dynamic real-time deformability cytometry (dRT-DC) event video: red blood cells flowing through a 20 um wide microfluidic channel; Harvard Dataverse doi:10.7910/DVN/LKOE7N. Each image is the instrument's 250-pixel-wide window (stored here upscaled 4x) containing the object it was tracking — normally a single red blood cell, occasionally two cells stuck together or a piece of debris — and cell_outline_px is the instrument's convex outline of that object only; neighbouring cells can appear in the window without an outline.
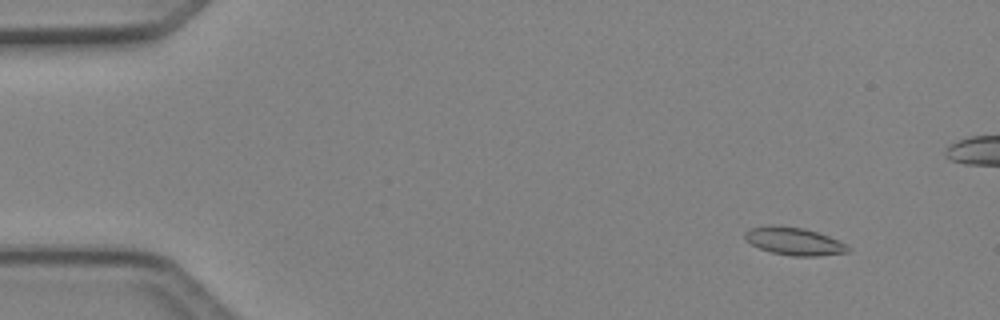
{"species": "Egyptian fruit bat (a non-hibernating species)", "species_latin": "Rousettus aegyptiacus", "temperature_condition": "cold", "stored_images_in_passage": 8, "camera_frame_rate_fps": 3000, "um_per_image_px": 0.085, "animal": {"sex": "female"}, "frame": {"image": 1, "passage_image": 2, "time_ms": 0.333, "image_size_px": [1000, 320], "cell_outline_px": [[852, 248], [848, 252], [816, 256], [792, 256], [772, 252], [760, 248], [752, 244], [744, 236], [744, 232], [752, 228], [772, 224], [804, 228], [828, 236], [848, 244]], "centroid_in_image_um": [67.53, 20.5], "position_along_channel_um": 17.5, "area_um2": 16.59}}
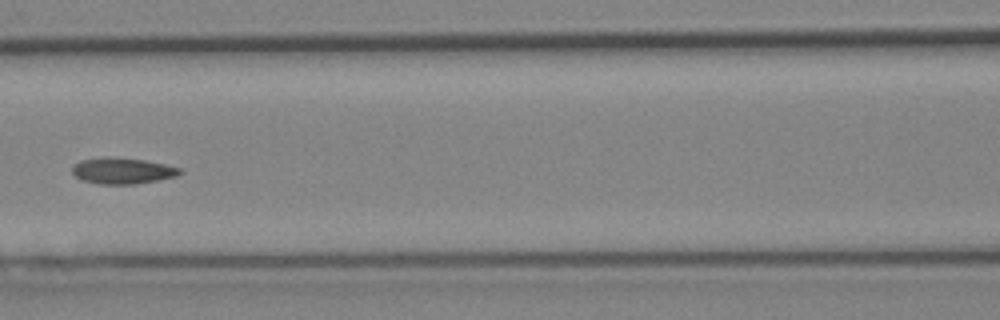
{"frame": {"image": 2, "passage_image": 7, "time_ms": 2.0, "image_size_px": [1000, 320], "cell_outline_px": [[184, 172], [176, 176], [136, 184], [96, 184], [84, 180], [76, 176], [72, 172], [72, 168], [80, 160], [144, 160], [164, 164], [180, 168]], "centroid_in_image_um": [10.47, 14.57], "position_along_channel_um": 156.1, "area_um2": 15.37}}
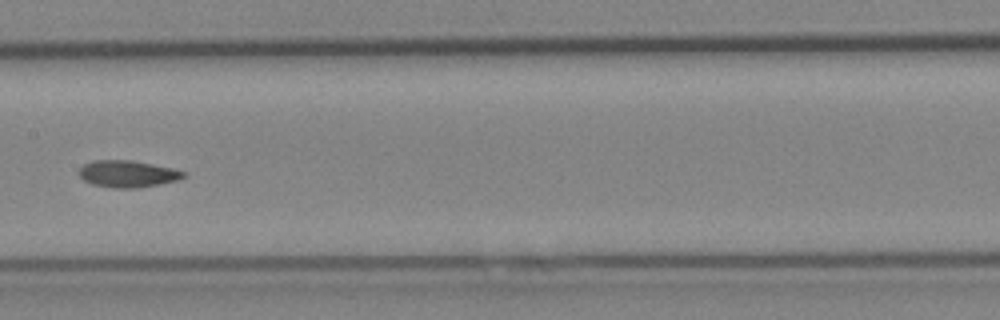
{"frame": {"image": 3, "passage_image": 8, "time_ms": 2.333, "image_size_px": [1000, 320], "cell_outline_px": [[184, 176], [180, 180], [140, 188], [112, 188], [92, 184], [84, 180], [80, 176], [80, 168], [84, 164], [92, 160], [132, 160], [172, 168], [184, 172]], "centroid_in_image_um": [10.85, 14.78], "position_along_channel_um": 196.6, "area_um2": 16.36}}